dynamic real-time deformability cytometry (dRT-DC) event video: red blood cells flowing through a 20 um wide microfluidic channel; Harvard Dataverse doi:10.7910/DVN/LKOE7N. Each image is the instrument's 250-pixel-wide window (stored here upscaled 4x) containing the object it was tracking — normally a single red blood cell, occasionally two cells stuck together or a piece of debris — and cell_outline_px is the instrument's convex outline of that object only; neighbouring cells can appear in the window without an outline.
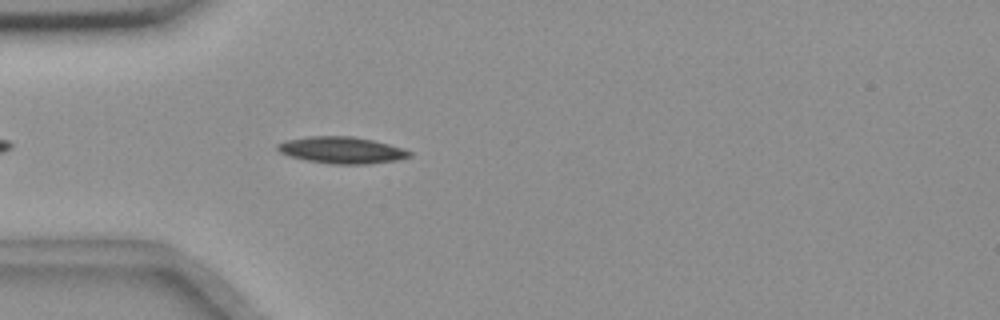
{"species": "common noctule bat (a hibernating species)", "species_latin": "Nyctalus noctula", "temperature_condition": "room temperature", "stored_images_in_passage": 18, "camera_frame_rate_fps": 3000, "um_per_image_px": 0.085, "animal": {"sex": "female", "body_mass_g": 18.4}, "frame": {"image": 1, "passage_image": 4, "time_ms": 1.0, "image_size_px": [1000, 320], "cell_outline_px": [[412, 156], [396, 160], [368, 164], [328, 164], [308, 160], [292, 156], [280, 152], [276, 148], [276, 144], [288, 140], [308, 136], [352, 136], [372, 140], [404, 148], [412, 152]], "centroid_in_image_um": [29.07, 12.76], "position_along_channel_um": 55.9, "area_um2": 20.4}}
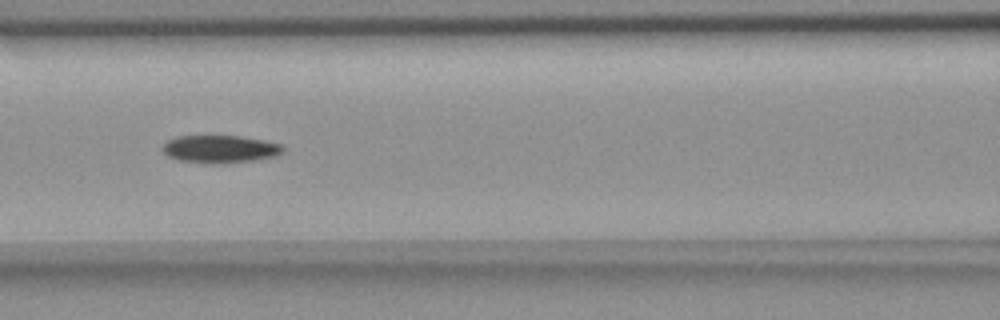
{"frame": {"image": 2, "passage_image": 12, "time_ms": 3.667, "image_size_px": [1000, 320], "cell_outline_px": [[284, 152], [276, 156], [256, 160], [224, 164], [204, 164], [180, 160], [168, 156], [160, 148], [168, 140], [176, 136], [240, 136], [264, 140], [280, 144], [284, 148]], "centroid_in_image_um": [18.71, 12.68], "position_along_channel_um": 147.9, "area_um2": 19.71}}
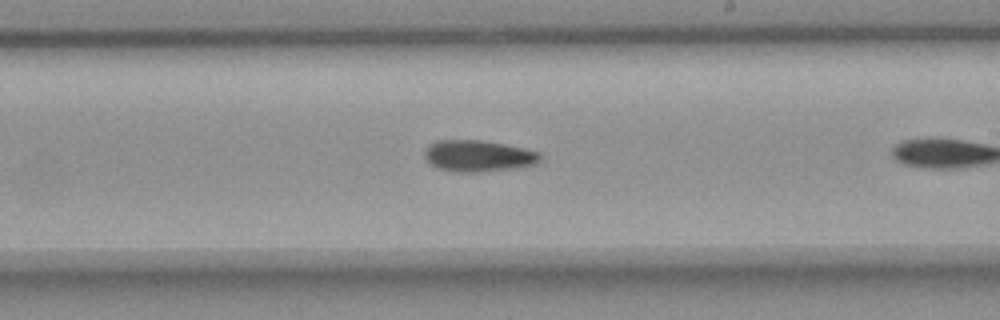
{"frame": {"image": 3, "passage_image": 17, "time_ms": 5.333, "image_size_px": [1000, 320], "cell_outline_px": [[540, 160], [536, 164], [520, 168], [480, 172], [452, 172], [436, 168], [424, 156], [424, 152], [436, 140], [480, 140], [504, 144], [524, 148], [540, 152]], "centroid_in_image_um": [40.68, 13.27], "position_along_channel_um": 248.3, "area_um2": 21.27}}